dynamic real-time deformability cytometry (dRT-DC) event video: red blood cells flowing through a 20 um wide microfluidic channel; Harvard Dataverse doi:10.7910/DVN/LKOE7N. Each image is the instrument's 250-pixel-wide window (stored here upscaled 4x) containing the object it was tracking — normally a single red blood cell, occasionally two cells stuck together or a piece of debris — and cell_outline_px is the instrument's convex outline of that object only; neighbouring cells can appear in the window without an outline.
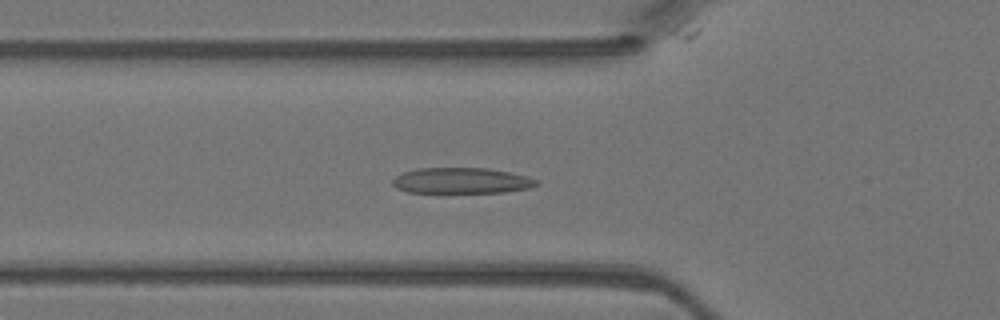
{"species": "Egyptian fruit bat (a non-hibernating species)", "species_latin": "Rousettus aegyptiacus", "temperature_condition": "warm", "stored_images_in_passage": 45, "camera_frame_rate_fps": 3000, "um_per_image_px": 0.085, "animal": {"sex": "female"}, "frame": {"image": 1, "passage_image": 15, "time_ms": 4.667, "image_size_px": [1000, 320], "cell_outline_px": [[540, 180], [536, 184], [528, 188], [508, 192], [408, 192], [396, 188], [392, 184], [392, 180], [396, 176], [404, 172], [416, 168], [488, 168], [528, 176]], "centroid_in_image_um": [39.23, 15.35], "position_along_channel_um": 86.6, "area_um2": 21.56}}
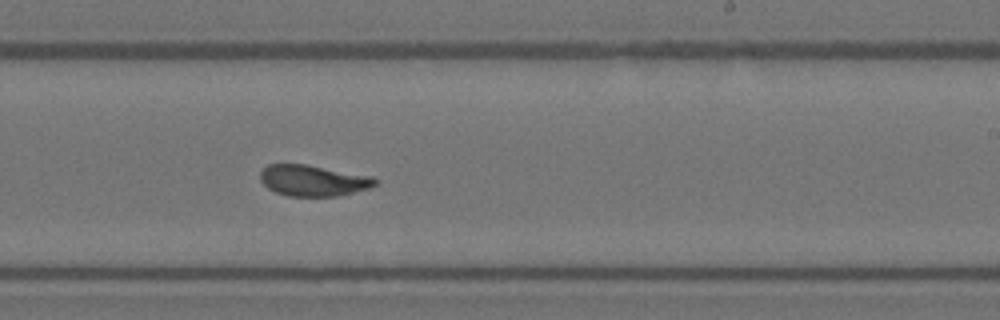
{"frame": {"image": 2, "passage_image": 27, "time_ms": 8.667, "image_size_px": [1000, 320], "cell_outline_px": [[380, 180], [376, 184], [368, 188], [340, 196], [288, 196], [276, 192], [268, 188], [260, 180], [260, 172], [268, 164], [308, 164], [372, 176]], "centroid_in_image_um": [26.63, 15.34], "position_along_channel_um": 262.4, "area_um2": 20.92}}
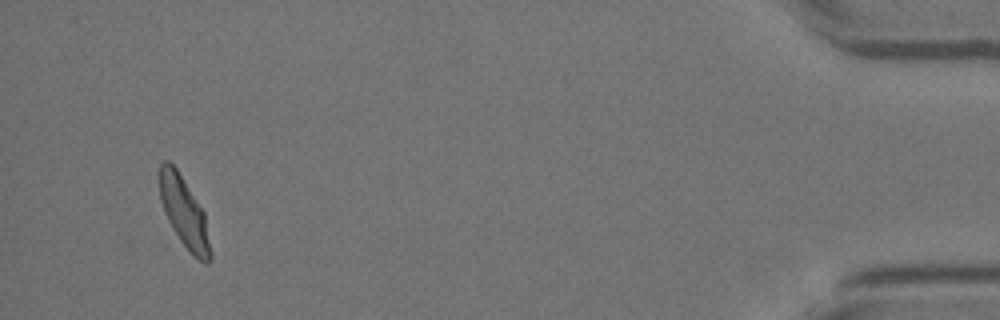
{"frame": {"image": 3, "passage_image": 43, "time_ms": 14.0, "image_size_px": [1000, 320], "cell_outline_px": [[212, 260], [208, 264], [204, 264], [192, 256], [188, 252], [172, 228], [164, 212], [160, 200], [160, 164], [164, 160], [168, 160], [176, 168], [204, 212], [212, 252]], "centroid_in_image_um": [15.68, 18.14], "position_along_channel_um": 419.5, "area_um2": 20.87}}